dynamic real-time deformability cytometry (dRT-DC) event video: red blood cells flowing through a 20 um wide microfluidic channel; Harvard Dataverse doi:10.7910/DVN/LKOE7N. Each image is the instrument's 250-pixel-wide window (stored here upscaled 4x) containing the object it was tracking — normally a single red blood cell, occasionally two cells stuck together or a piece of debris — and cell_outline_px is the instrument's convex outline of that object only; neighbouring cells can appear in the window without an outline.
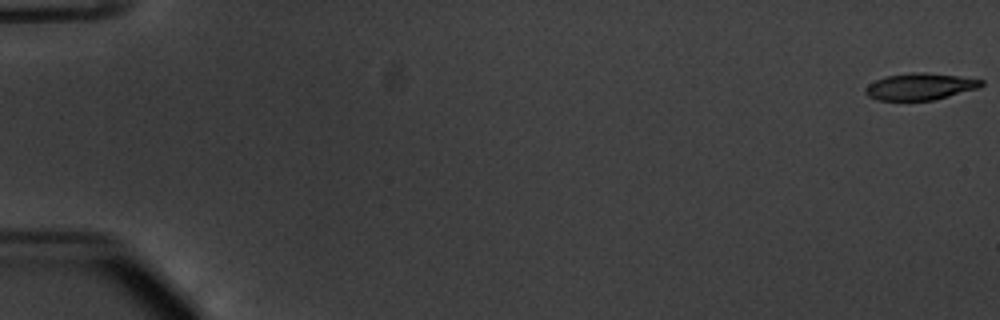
{"species": "common noctule bat (a hibernating species)", "species_latin": "Nyctalus noctula", "temperature_condition": "warm", "stored_images_in_passage": 13, "camera_frame_rate_fps": 3000, "um_per_image_px": 0.085, "animal": {"sex": "male", "body_mass_g": 20.1, "forearm_length_mm": 53.5}, "frame": {"image": 1, "passage_image": 1, "time_ms": 0.0, "image_size_px": [1000, 320], "cell_outline_px": [[984, 84], [980, 88], [932, 100], [876, 100], [868, 96], [864, 92], [864, 88], [868, 84], [884, 76], [908, 72], [924, 72], [960, 76], [984, 80]], "centroid_in_image_um": [78.2, 7.34], "position_along_channel_um": 6.8, "area_um2": 18.26}}